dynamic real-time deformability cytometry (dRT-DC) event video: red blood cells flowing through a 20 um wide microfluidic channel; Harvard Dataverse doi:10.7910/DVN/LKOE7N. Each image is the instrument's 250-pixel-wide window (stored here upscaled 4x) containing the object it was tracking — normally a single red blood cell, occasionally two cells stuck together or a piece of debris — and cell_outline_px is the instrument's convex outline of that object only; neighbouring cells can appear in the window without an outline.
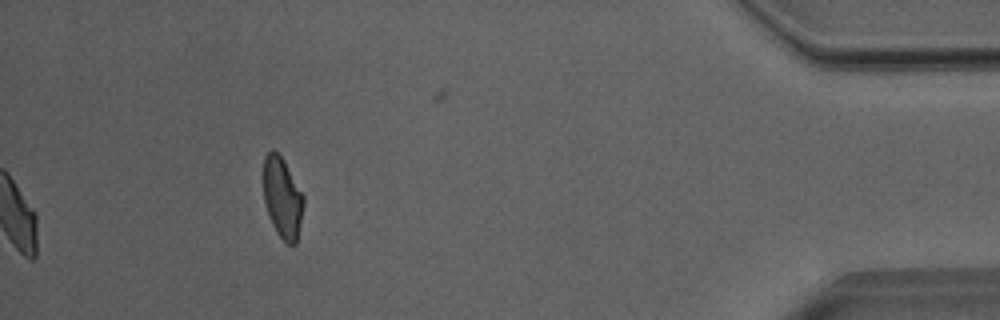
{"species": "Egyptian fruit bat (a non-hibernating species)", "species_latin": "Rousettus aegyptiacus", "temperature_condition": "room temperature", "stored_images_in_passage": 42, "camera_frame_rate_fps": 3000, "um_per_image_px": 0.085, "animal": {"sex": "male"}, "frame": {"image": 1, "passage_image": 42, "time_ms": 13.667, "image_size_px": [1000, 320], "cell_outline_px": [[304, 204], [296, 244], [292, 248], [276, 232], [272, 224], [264, 200], [264, 156], [272, 148], [280, 152], [304, 196]], "centroid_in_image_um": [24.01, 16.78], "position_along_channel_um": 411.2, "area_um2": 19.02}, "authors_computed_cell_mechanics": {"area_um2": 20.1722, "velocity_mm_per_s": 4.0286, "shape_relaxation_time_tau1_ms": 7.3824, "shape_relaxation_time_tau2_ms": 1.4823, "deformation_change_tau1": 0.1894, "deformation_change_tau2": 0.0792}}